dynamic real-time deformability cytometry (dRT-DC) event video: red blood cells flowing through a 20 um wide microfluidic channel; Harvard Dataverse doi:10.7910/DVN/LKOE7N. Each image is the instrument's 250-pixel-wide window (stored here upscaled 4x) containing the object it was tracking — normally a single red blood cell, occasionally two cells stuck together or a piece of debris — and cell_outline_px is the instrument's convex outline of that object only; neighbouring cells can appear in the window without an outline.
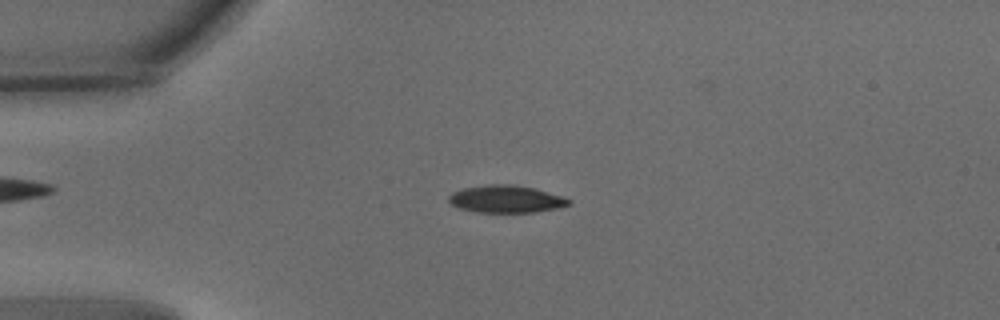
{"species": "common noctule bat (a hibernating species)", "species_latin": "Nyctalus noctula", "temperature_condition": "warm", "stored_images_in_passage": 52, "camera_frame_rate_fps": 3000, "um_per_image_px": 0.085, "animal": {"sex": "male", "body_mass_g": 15.6}, "frame": {"image": 1, "passage_image": 13, "time_ms": 4.0, "image_size_px": [1000, 320], "cell_outline_px": [[572, 204], [560, 208], [536, 212], [476, 212], [460, 208], [452, 204], [448, 200], [448, 196], [452, 192], [464, 188], [492, 184], [512, 184], [536, 188], [564, 196], [572, 200]], "centroid_in_image_um": [43.09, 16.92], "position_along_channel_um": 41.9, "area_um2": 19.36}}
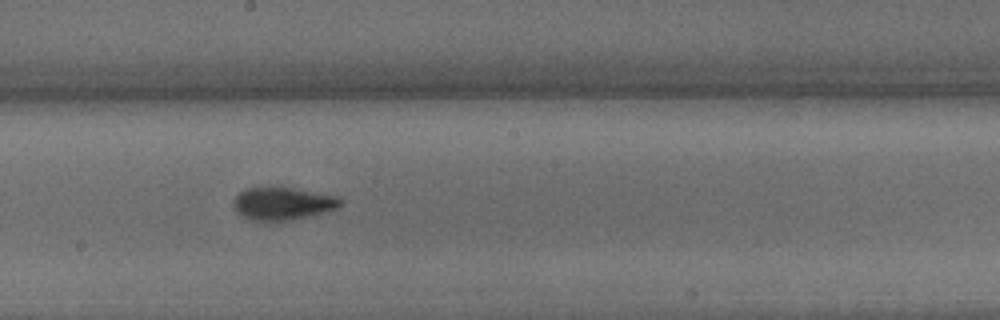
{"frame": {"image": 2, "passage_image": 30, "time_ms": 9.667, "image_size_px": [1000, 320], "cell_outline_px": [[340, 204], [336, 208], [312, 216], [292, 220], [268, 224], [252, 220], [236, 212], [232, 204], [232, 200], [240, 192], [248, 188], [292, 188], [336, 196], [340, 200]], "centroid_in_image_um": [23.96, 17.36], "position_along_channel_um": 224.2, "area_um2": 20.52}}
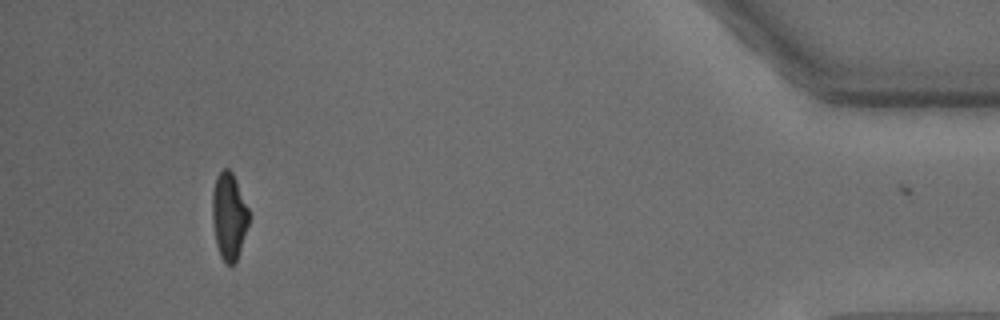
{"frame": {"image": 3, "passage_image": 51, "time_ms": 16.667, "image_size_px": [1000, 320], "cell_outline_px": [[248, 224], [236, 264], [224, 264], [220, 256], [216, 244], [212, 224], [212, 192], [216, 176], [224, 168], [228, 168], [232, 172], [236, 180], [248, 208]], "centroid_in_image_um": [19.44, 18.39], "position_along_channel_um": 415.8, "area_um2": 18.61}, "authors_computed_cell_mechanics": {"area_um2": 19.2474, "velocity_mm_per_s": 3.6585, "shape_relaxation_time_tau1_ms": 2.5359, "shape_relaxation_time_tau2_ms": 1.753, "deformation_change_tau1": 0.1727, "deformation_change_tau2": 0.0858}}